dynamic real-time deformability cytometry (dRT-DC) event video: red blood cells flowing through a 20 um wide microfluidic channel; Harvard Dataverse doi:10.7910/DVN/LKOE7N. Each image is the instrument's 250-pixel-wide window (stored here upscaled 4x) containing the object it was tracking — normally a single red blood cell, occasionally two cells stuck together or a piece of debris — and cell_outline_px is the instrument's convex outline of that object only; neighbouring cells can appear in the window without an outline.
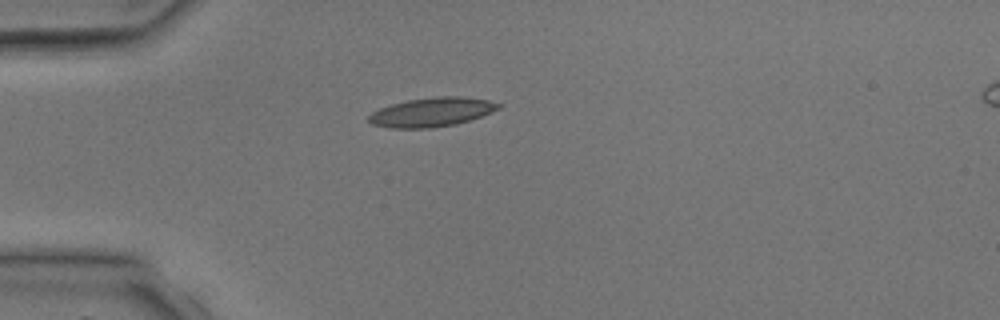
{"species": "common noctule bat (a hibernating species)", "species_latin": "Nyctalus noctula", "temperature_condition": "room temperature", "stored_images_in_passage": 2, "camera_frame_rate_fps": 3000, "um_per_image_px": 0.085, "animal": {"sex": "male", "body_mass_g": 17.9, "forearm_length_mm": 54.2}, "frame": {"image": 1, "passage_image": 1, "time_ms": 0.0, "image_size_px": [1000, 320], "cell_outline_px": [[504, 104], [500, 108], [492, 112], [456, 124], [432, 128], [388, 128], [372, 124], [368, 120], [368, 116], [372, 112], [380, 108], [392, 104], [408, 100], [436, 96], [460, 96], [488, 100]], "centroid_in_image_um": [36.71, 9.53], "position_along_channel_um": 48.3, "area_um2": 22.02}}